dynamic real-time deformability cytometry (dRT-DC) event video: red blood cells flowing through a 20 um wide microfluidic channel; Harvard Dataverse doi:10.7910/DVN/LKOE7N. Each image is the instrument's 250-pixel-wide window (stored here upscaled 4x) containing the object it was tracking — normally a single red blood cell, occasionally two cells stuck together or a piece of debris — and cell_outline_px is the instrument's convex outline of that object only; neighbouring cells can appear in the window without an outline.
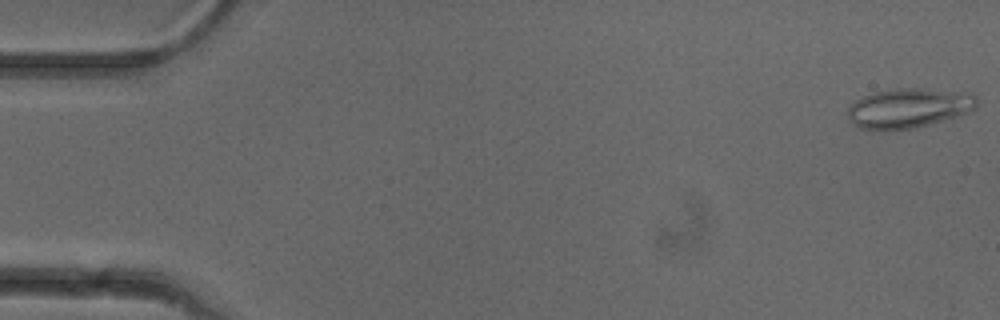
{"species": "common noctule bat (a hibernating species)", "species_latin": "Nyctalus noctula", "temperature_condition": "cold", "stored_images_in_passage": 51, "camera_frame_rate_fps": 3000, "um_per_image_px": 0.085, "animal": {"sex": "female"}, "frame": {"image": 1, "passage_image": 1, "time_ms": 0.0, "image_size_px": [1000, 320], "cell_outline_px": [[976, 108], [972, 112], [928, 124], [912, 128], [856, 128], [848, 116], [848, 108], [856, 100], [864, 96], [876, 92], [896, 88], [924, 88], [976, 96]], "centroid_in_image_um": [77.22, 9.18], "position_along_channel_um": 7.8, "area_um2": 28.9}}
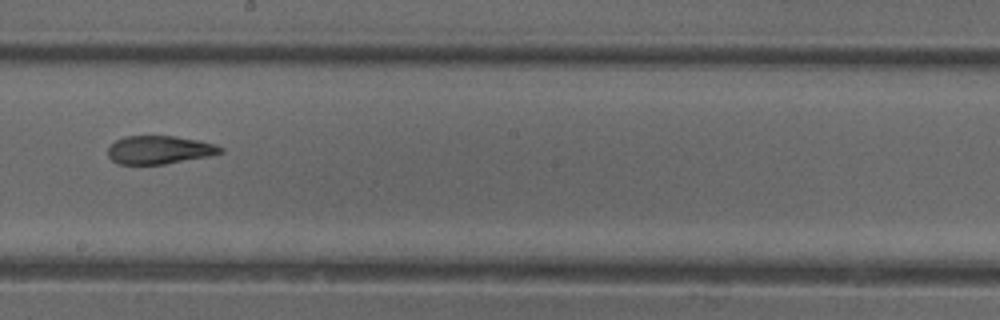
{"frame": {"image": 2, "passage_image": 29, "time_ms": 9.333, "image_size_px": [1000, 320], "cell_outline_px": [[224, 152], [208, 156], [164, 164], [116, 164], [108, 156], [108, 148], [116, 140], [124, 136], [172, 136], [196, 140], [212, 144], [224, 148]], "centroid_in_image_um": [13.51, 12.74], "position_along_channel_um": 234.7, "area_um2": 18.32}}
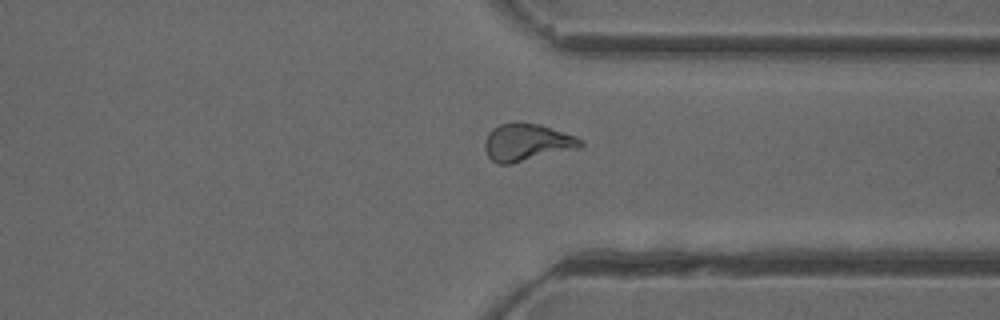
{"frame": {"image": 3, "passage_image": 39, "time_ms": 12.667, "image_size_px": [1000, 320], "cell_outline_px": [[584, 144], [580, 148], [512, 164], [496, 164], [488, 156], [484, 148], [484, 144], [488, 132], [492, 128], [500, 124], [516, 120], [540, 124], [576, 136], [584, 140]], "centroid_in_image_um": [44.79, 12.09], "position_along_channel_um": 366.6, "area_um2": 21.39}, "authors_computed_cell_mechanics": {"area_um2": 20.4034, "velocity_mm_per_s": 3.9815, "shape_relaxation_time_tau1_ms": null, "shape_relaxation_time_tau2_ms": 2.1791, "deformation_change_tau1": null, "deformation_change_tau2": 0.0961}}